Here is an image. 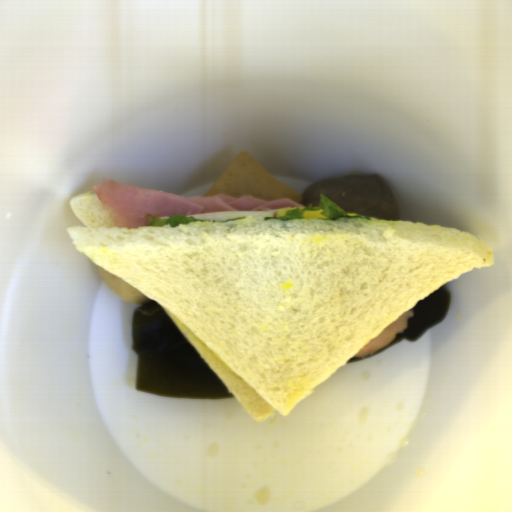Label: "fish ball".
I'll return each mask as SVG.
<instances>
[{
  "instance_id": "obj_2",
  "label": "fish ball",
  "mask_w": 512,
  "mask_h": 512,
  "mask_svg": "<svg viewBox=\"0 0 512 512\" xmlns=\"http://www.w3.org/2000/svg\"><path fill=\"white\" fill-rule=\"evenodd\" d=\"M97 274L105 285L124 301L130 303H145L151 300L145 294L124 282L99 265Z\"/></svg>"
},
{
  "instance_id": "obj_1",
  "label": "fish ball",
  "mask_w": 512,
  "mask_h": 512,
  "mask_svg": "<svg viewBox=\"0 0 512 512\" xmlns=\"http://www.w3.org/2000/svg\"><path fill=\"white\" fill-rule=\"evenodd\" d=\"M226 194L234 197L253 195L266 200L291 199L301 195L278 180L250 153L241 152L203 197Z\"/></svg>"
}]
</instances>
